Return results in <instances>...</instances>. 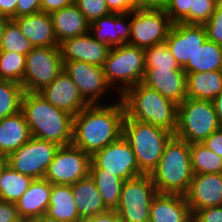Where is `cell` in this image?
Masks as SVG:
<instances>
[{"mask_svg": "<svg viewBox=\"0 0 222 222\" xmlns=\"http://www.w3.org/2000/svg\"><path fill=\"white\" fill-rule=\"evenodd\" d=\"M124 117L120 98L109 104L88 105L73 118L71 144L92 156L122 136Z\"/></svg>", "mask_w": 222, "mask_h": 222, "instance_id": "1", "label": "cell"}, {"mask_svg": "<svg viewBox=\"0 0 222 222\" xmlns=\"http://www.w3.org/2000/svg\"><path fill=\"white\" fill-rule=\"evenodd\" d=\"M21 111L33 137L59 146L71 145L74 116L54 107L39 92H24Z\"/></svg>", "mask_w": 222, "mask_h": 222, "instance_id": "2", "label": "cell"}, {"mask_svg": "<svg viewBox=\"0 0 222 222\" xmlns=\"http://www.w3.org/2000/svg\"><path fill=\"white\" fill-rule=\"evenodd\" d=\"M124 105V119L150 123L171 132L177 129L178 104L163 97L142 82L127 89L119 97Z\"/></svg>", "mask_w": 222, "mask_h": 222, "instance_id": "3", "label": "cell"}, {"mask_svg": "<svg viewBox=\"0 0 222 222\" xmlns=\"http://www.w3.org/2000/svg\"><path fill=\"white\" fill-rule=\"evenodd\" d=\"M150 176L157 193L185 195L193 177L190 144L173 135Z\"/></svg>", "mask_w": 222, "mask_h": 222, "instance_id": "4", "label": "cell"}, {"mask_svg": "<svg viewBox=\"0 0 222 222\" xmlns=\"http://www.w3.org/2000/svg\"><path fill=\"white\" fill-rule=\"evenodd\" d=\"M122 136L130 144L139 170L143 174H151L157 167L164 147L173 134L150 123L124 119Z\"/></svg>", "mask_w": 222, "mask_h": 222, "instance_id": "5", "label": "cell"}, {"mask_svg": "<svg viewBox=\"0 0 222 222\" xmlns=\"http://www.w3.org/2000/svg\"><path fill=\"white\" fill-rule=\"evenodd\" d=\"M102 70L108 85L120 97L144 78V48L128 43L111 47Z\"/></svg>", "mask_w": 222, "mask_h": 222, "instance_id": "6", "label": "cell"}, {"mask_svg": "<svg viewBox=\"0 0 222 222\" xmlns=\"http://www.w3.org/2000/svg\"><path fill=\"white\" fill-rule=\"evenodd\" d=\"M220 128L211 100L186 98L178 104L176 137L189 144L202 143Z\"/></svg>", "mask_w": 222, "mask_h": 222, "instance_id": "7", "label": "cell"}, {"mask_svg": "<svg viewBox=\"0 0 222 222\" xmlns=\"http://www.w3.org/2000/svg\"><path fill=\"white\" fill-rule=\"evenodd\" d=\"M156 187L150 174L123 183L116 212L121 222H150V208Z\"/></svg>", "mask_w": 222, "mask_h": 222, "instance_id": "8", "label": "cell"}, {"mask_svg": "<svg viewBox=\"0 0 222 222\" xmlns=\"http://www.w3.org/2000/svg\"><path fill=\"white\" fill-rule=\"evenodd\" d=\"M25 64L21 82L24 92H40L64 70L59 46L34 47L26 55Z\"/></svg>", "mask_w": 222, "mask_h": 222, "instance_id": "9", "label": "cell"}, {"mask_svg": "<svg viewBox=\"0 0 222 222\" xmlns=\"http://www.w3.org/2000/svg\"><path fill=\"white\" fill-rule=\"evenodd\" d=\"M63 63L64 71L73 80L79 93L89 105L109 104L119 98L108 85L102 67L83 61H63Z\"/></svg>", "mask_w": 222, "mask_h": 222, "instance_id": "10", "label": "cell"}, {"mask_svg": "<svg viewBox=\"0 0 222 222\" xmlns=\"http://www.w3.org/2000/svg\"><path fill=\"white\" fill-rule=\"evenodd\" d=\"M59 147L56 143L32 136L6 157V164L33 179L44 178Z\"/></svg>", "mask_w": 222, "mask_h": 222, "instance_id": "11", "label": "cell"}, {"mask_svg": "<svg viewBox=\"0 0 222 222\" xmlns=\"http://www.w3.org/2000/svg\"><path fill=\"white\" fill-rule=\"evenodd\" d=\"M165 10L139 9L131 11L129 43L136 47L147 48L166 41L172 27Z\"/></svg>", "mask_w": 222, "mask_h": 222, "instance_id": "12", "label": "cell"}, {"mask_svg": "<svg viewBox=\"0 0 222 222\" xmlns=\"http://www.w3.org/2000/svg\"><path fill=\"white\" fill-rule=\"evenodd\" d=\"M91 155L71 145L60 146L45 179L51 184H74L90 173Z\"/></svg>", "mask_w": 222, "mask_h": 222, "instance_id": "13", "label": "cell"}, {"mask_svg": "<svg viewBox=\"0 0 222 222\" xmlns=\"http://www.w3.org/2000/svg\"><path fill=\"white\" fill-rule=\"evenodd\" d=\"M90 169H105V172L115 174L124 181L143 174L130 144L123 136L95 152L91 156Z\"/></svg>", "mask_w": 222, "mask_h": 222, "instance_id": "14", "label": "cell"}, {"mask_svg": "<svg viewBox=\"0 0 222 222\" xmlns=\"http://www.w3.org/2000/svg\"><path fill=\"white\" fill-rule=\"evenodd\" d=\"M207 40L204 25L174 23L166 38V45L171 54L183 68L192 62L197 49Z\"/></svg>", "mask_w": 222, "mask_h": 222, "instance_id": "15", "label": "cell"}, {"mask_svg": "<svg viewBox=\"0 0 222 222\" xmlns=\"http://www.w3.org/2000/svg\"><path fill=\"white\" fill-rule=\"evenodd\" d=\"M39 94L54 107L72 116L77 115L89 105L64 70L51 84L44 87Z\"/></svg>", "mask_w": 222, "mask_h": 222, "instance_id": "16", "label": "cell"}, {"mask_svg": "<svg viewBox=\"0 0 222 222\" xmlns=\"http://www.w3.org/2000/svg\"><path fill=\"white\" fill-rule=\"evenodd\" d=\"M63 61H83L102 67L111 47L97 41L90 32L64 40L59 44Z\"/></svg>", "mask_w": 222, "mask_h": 222, "instance_id": "17", "label": "cell"}, {"mask_svg": "<svg viewBox=\"0 0 222 222\" xmlns=\"http://www.w3.org/2000/svg\"><path fill=\"white\" fill-rule=\"evenodd\" d=\"M185 198L192 214L206 207L222 206V173L193 174Z\"/></svg>", "mask_w": 222, "mask_h": 222, "instance_id": "18", "label": "cell"}, {"mask_svg": "<svg viewBox=\"0 0 222 222\" xmlns=\"http://www.w3.org/2000/svg\"><path fill=\"white\" fill-rule=\"evenodd\" d=\"M142 83L176 104L187 98L186 72L183 68L145 69Z\"/></svg>", "mask_w": 222, "mask_h": 222, "instance_id": "19", "label": "cell"}, {"mask_svg": "<svg viewBox=\"0 0 222 222\" xmlns=\"http://www.w3.org/2000/svg\"><path fill=\"white\" fill-rule=\"evenodd\" d=\"M131 12L109 13L90 23V33L99 42L110 47L129 43Z\"/></svg>", "mask_w": 222, "mask_h": 222, "instance_id": "20", "label": "cell"}, {"mask_svg": "<svg viewBox=\"0 0 222 222\" xmlns=\"http://www.w3.org/2000/svg\"><path fill=\"white\" fill-rule=\"evenodd\" d=\"M52 184L45 178L33 179L29 188L15 202L18 214L23 222L45 216Z\"/></svg>", "mask_w": 222, "mask_h": 222, "instance_id": "21", "label": "cell"}, {"mask_svg": "<svg viewBox=\"0 0 222 222\" xmlns=\"http://www.w3.org/2000/svg\"><path fill=\"white\" fill-rule=\"evenodd\" d=\"M150 222H193L185 195L157 193L151 202Z\"/></svg>", "mask_w": 222, "mask_h": 222, "instance_id": "22", "label": "cell"}, {"mask_svg": "<svg viewBox=\"0 0 222 222\" xmlns=\"http://www.w3.org/2000/svg\"><path fill=\"white\" fill-rule=\"evenodd\" d=\"M13 20L34 47L59 46L54 34L53 21L50 14L40 11L14 18Z\"/></svg>", "mask_w": 222, "mask_h": 222, "instance_id": "23", "label": "cell"}, {"mask_svg": "<svg viewBox=\"0 0 222 222\" xmlns=\"http://www.w3.org/2000/svg\"><path fill=\"white\" fill-rule=\"evenodd\" d=\"M50 15L58 44L66 39L90 32V22L85 18L75 3L54 11Z\"/></svg>", "mask_w": 222, "mask_h": 222, "instance_id": "24", "label": "cell"}, {"mask_svg": "<svg viewBox=\"0 0 222 222\" xmlns=\"http://www.w3.org/2000/svg\"><path fill=\"white\" fill-rule=\"evenodd\" d=\"M32 137L22 111L0 120V154L6 157Z\"/></svg>", "mask_w": 222, "mask_h": 222, "instance_id": "25", "label": "cell"}, {"mask_svg": "<svg viewBox=\"0 0 222 222\" xmlns=\"http://www.w3.org/2000/svg\"><path fill=\"white\" fill-rule=\"evenodd\" d=\"M45 216L59 222H80L72 186L52 184L50 201Z\"/></svg>", "mask_w": 222, "mask_h": 222, "instance_id": "26", "label": "cell"}, {"mask_svg": "<svg viewBox=\"0 0 222 222\" xmlns=\"http://www.w3.org/2000/svg\"><path fill=\"white\" fill-rule=\"evenodd\" d=\"M71 186L78 214L81 219L93 217L108 210L90 175L71 184Z\"/></svg>", "mask_w": 222, "mask_h": 222, "instance_id": "27", "label": "cell"}, {"mask_svg": "<svg viewBox=\"0 0 222 222\" xmlns=\"http://www.w3.org/2000/svg\"><path fill=\"white\" fill-rule=\"evenodd\" d=\"M222 91V71L186 73L187 98L213 100Z\"/></svg>", "mask_w": 222, "mask_h": 222, "instance_id": "28", "label": "cell"}, {"mask_svg": "<svg viewBox=\"0 0 222 222\" xmlns=\"http://www.w3.org/2000/svg\"><path fill=\"white\" fill-rule=\"evenodd\" d=\"M183 69L186 73L222 71V45L207 39Z\"/></svg>", "mask_w": 222, "mask_h": 222, "instance_id": "29", "label": "cell"}, {"mask_svg": "<svg viewBox=\"0 0 222 222\" xmlns=\"http://www.w3.org/2000/svg\"><path fill=\"white\" fill-rule=\"evenodd\" d=\"M33 178L6 164L0 172V201L17 202L29 188Z\"/></svg>", "mask_w": 222, "mask_h": 222, "instance_id": "30", "label": "cell"}, {"mask_svg": "<svg viewBox=\"0 0 222 222\" xmlns=\"http://www.w3.org/2000/svg\"><path fill=\"white\" fill-rule=\"evenodd\" d=\"M89 175L94 180L105 207L108 210H115L124 180L115 174L105 172V169H90Z\"/></svg>", "mask_w": 222, "mask_h": 222, "instance_id": "31", "label": "cell"}, {"mask_svg": "<svg viewBox=\"0 0 222 222\" xmlns=\"http://www.w3.org/2000/svg\"><path fill=\"white\" fill-rule=\"evenodd\" d=\"M193 174L222 173V158L202 143L190 144Z\"/></svg>", "mask_w": 222, "mask_h": 222, "instance_id": "32", "label": "cell"}, {"mask_svg": "<svg viewBox=\"0 0 222 222\" xmlns=\"http://www.w3.org/2000/svg\"><path fill=\"white\" fill-rule=\"evenodd\" d=\"M24 94L21 84L0 80V120L21 111V100Z\"/></svg>", "mask_w": 222, "mask_h": 222, "instance_id": "33", "label": "cell"}, {"mask_svg": "<svg viewBox=\"0 0 222 222\" xmlns=\"http://www.w3.org/2000/svg\"><path fill=\"white\" fill-rule=\"evenodd\" d=\"M33 48L34 46L21 32L18 24L13 19H10L2 35L0 51H13L27 55Z\"/></svg>", "mask_w": 222, "mask_h": 222, "instance_id": "34", "label": "cell"}, {"mask_svg": "<svg viewBox=\"0 0 222 222\" xmlns=\"http://www.w3.org/2000/svg\"><path fill=\"white\" fill-rule=\"evenodd\" d=\"M26 55L17 52L0 51V80L21 84L25 74Z\"/></svg>", "mask_w": 222, "mask_h": 222, "instance_id": "35", "label": "cell"}, {"mask_svg": "<svg viewBox=\"0 0 222 222\" xmlns=\"http://www.w3.org/2000/svg\"><path fill=\"white\" fill-rule=\"evenodd\" d=\"M145 69L181 68L171 54L166 42L144 49Z\"/></svg>", "mask_w": 222, "mask_h": 222, "instance_id": "36", "label": "cell"}, {"mask_svg": "<svg viewBox=\"0 0 222 222\" xmlns=\"http://www.w3.org/2000/svg\"><path fill=\"white\" fill-rule=\"evenodd\" d=\"M216 5L215 0H193L189 14L180 23L204 25L213 14Z\"/></svg>", "mask_w": 222, "mask_h": 222, "instance_id": "37", "label": "cell"}, {"mask_svg": "<svg viewBox=\"0 0 222 222\" xmlns=\"http://www.w3.org/2000/svg\"><path fill=\"white\" fill-rule=\"evenodd\" d=\"M74 3L90 23L111 13L105 0H74Z\"/></svg>", "mask_w": 222, "mask_h": 222, "instance_id": "38", "label": "cell"}, {"mask_svg": "<svg viewBox=\"0 0 222 222\" xmlns=\"http://www.w3.org/2000/svg\"><path fill=\"white\" fill-rule=\"evenodd\" d=\"M204 26L207 32V39L222 45V1L217 3L213 14Z\"/></svg>", "mask_w": 222, "mask_h": 222, "instance_id": "39", "label": "cell"}, {"mask_svg": "<svg viewBox=\"0 0 222 222\" xmlns=\"http://www.w3.org/2000/svg\"><path fill=\"white\" fill-rule=\"evenodd\" d=\"M193 0H169L165 9L171 22L180 23L190 12Z\"/></svg>", "mask_w": 222, "mask_h": 222, "instance_id": "40", "label": "cell"}, {"mask_svg": "<svg viewBox=\"0 0 222 222\" xmlns=\"http://www.w3.org/2000/svg\"><path fill=\"white\" fill-rule=\"evenodd\" d=\"M193 222H222V206L206 207L192 214Z\"/></svg>", "mask_w": 222, "mask_h": 222, "instance_id": "41", "label": "cell"}, {"mask_svg": "<svg viewBox=\"0 0 222 222\" xmlns=\"http://www.w3.org/2000/svg\"><path fill=\"white\" fill-rule=\"evenodd\" d=\"M0 222H23L15 203L0 201Z\"/></svg>", "mask_w": 222, "mask_h": 222, "instance_id": "42", "label": "cell"}, {"mask_svg": "<svg viewBox=\"0 0 222 222\" xmlns=\"http://www.w3.org/2000/svg\"><path fill=\"white\" fill-rule=\"evenodd\" d=\"M41 0H17L16 18L41 11Z\"/></svg>", "mask_w": 222, "mask_h": 222, "instance_id": "43", "label": "cell"}, {"mask_svg": "<svg viewBox=\"0 0 222 222\" xmlns=\"http://www.w3.org/2000/svg\"><path fill=\"white\" fill-rule=\"evenodd\" d=\"M202 144L222 158V127L214 131Z\"/></svg>", "mask_w": 222, "mask_h": 222, "instance_id": "44", "label": "cell"}, {"mask_svg": "<svg viewBox=\"0 0 222 222\" xmlns=\"http://www.w3.org/2000/svg\"><path fill=\"white\" fill-rule=\"evenodd\" d=\"M74 3V0H41V11L51 14Z\"/></svg>", "mask_w": 222, "mask_h": 222, "instance_id": "45", "label": "cell"}, {"mask_svg": "<svg viewBox=\"0 0 222 222\" xmlns=\"http://www.w3.org/2000/svg\"><path fill=\"white\" fill-rule=\"evenodd\" d=\"M80 222H121L116 210H106L93 217L82 219Z\"/></svg>", "mask_w": 222, "mask_h": 222, "instance_id": "46", "label": "cell"}, {"mask_svg": "<svg viewBox=\"0 0 222 222\" xmlns=\"http://www.w3.org/2000/svg\"><path fill=\"white\" fill-rule=\"evenodd\" d=\"M17 0H0V15L16 18Z\"/></svg>", "mask_w": 222, "mask_h": 222, "instance_id": "47", "label": "cell"}, {"mask_svg": "<svg viewBox=\"0 0 222 222\" xmlns=\"http://www.w3.org/2000/svg\"><path fill=\"white\" fill-rule=\"evenodd\" d=\"M169 0H140V9L165 10Z\"/></svg>", "mask_w": 222, "mask_h": 222, "instance_id": "48", "label": "cell"}, {"mask_svg": "<svg viewBox=\"0 0 222 222\" xmlns=\"http://www.w3.org/2000/svg\"><path fill=\"white\" fill-rule=\"evenodd\" d=\"M122 1V14L140 9V0H119Z\"/></svg>", "mask_w": 222, "mask_h": 222, "instance_id": "49", "label": "cell"}, {"mask_svg": "<svg viewBox=\"0 0 222 222\" xmlns=\"http://www.w3.org/2000/svg\"><path fill=\"white\" fill-rule=\"evenodd\" d=\"M214 109L216 111L218 121L222 127V91L212 100Z\"/></svg>", "mask_w": 222, "mask_h": 222, "instance_id": "50", "label": "cell"}, {"mask_svg": "<svg viewBox=\"0 0 222 222\" xmlns=\"http://www.w3.org/2000/svg\"><path fill=\"white\" fill-rule=\"evenodd\" d=\"M111 13L122 14V1L119 0H105Z\"/></svg>", "mask_w": 222, "mask_h": 222, "instance_id": "51", "label": "cell"}, {"mask_svg": "<svg viewBox=\"0 0 222 222\" xmlns=\"http://www.w3.org/2000/svg\"><path fill=\"white\" fill-rule=\"evenodd\" d=\"M9 20H10L9 17H6L4 15H0V44H1V39H2V35L4 32L5 26L7 25Z\"/></svg>", "mask_w": 222, "mask_h": 222, "instance_id": "52", "label": "cell"}, {"mask_svg": "<svg viewBox=\"0 0 222 222\" xmlns=\"http://www.w3.org/2000/svg\"><path fill=\"white\" fill-rule=\"evenodd\" d=\"M28 222H59V221L49 219L46 216H42L40 218H36V219L30 220Z\"/></svg>", "mask_w": 222, "mask_h": 222, "instance_id": "53", "label": "cell"}, {"mask_svg": "<svg viewBox=\"0 0 222 222\" xmlns=\"http://www.w3.org/2000/svg\"><path fill=\"white\" fill-rule=\"evenodd\" d=\"M5 165H6V156L0 154V172Z\"/></svg>", "mask_w": 222, "mask_h": 222, "instance_id": "54", "label": "cell"}]
</instances>
